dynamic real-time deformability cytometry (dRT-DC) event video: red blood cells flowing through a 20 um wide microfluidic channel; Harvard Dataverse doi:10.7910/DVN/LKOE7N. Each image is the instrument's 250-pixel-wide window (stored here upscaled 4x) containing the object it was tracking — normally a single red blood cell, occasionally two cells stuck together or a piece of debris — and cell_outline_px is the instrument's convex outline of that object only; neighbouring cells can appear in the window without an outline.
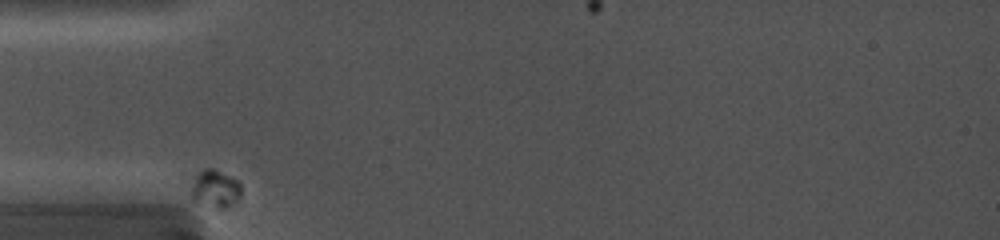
{"species": "common noctule bat (a hibernating species)", "species_latin": "Nyctalus noctula", "temperature_condition": "cold", "stored_images_in_passage": 23, "camera_frame_rate_fps": 5000, "um_per_image_px": 0.085, "animal": {"sex": "female", "body_mass_g": 19.0, "forearm_length_mm": 56.7}, "frame": {"image": 1, "passage_image": 1, "time_ms": 0.0, "image_size_px": [1000, 240], "cell_outline_px": [[240, 200], [236, 204], [220, 208], [192, 196], [188, 176], [192, 172], [200, 168], [212, 168], [236, 180], [240, 184]], "centroid_in_image_um": [18.23, 15.94], "position_along_channel_um": 66.8, "area_um2": 11.04}}
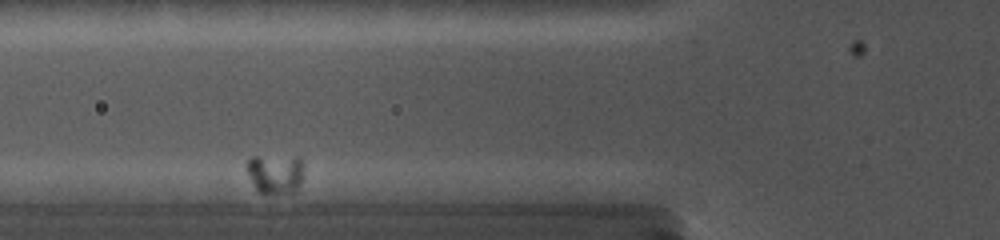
{"frame": {"image": 2, "passage_image": 3, "time_ms": 1.4, "image_size_px": [1000, 240], "cell_outline_px": [[304, 168], [300, 184], [296, 192], [268, 196], [264, 196], [256, 192], [244, 164], [252, 156], [300, 156], [304, 160]], "centroid_in_image_um": [23.41, 14.79], "position_along_channel_um": 102.4, "area_um2": 14.16}}